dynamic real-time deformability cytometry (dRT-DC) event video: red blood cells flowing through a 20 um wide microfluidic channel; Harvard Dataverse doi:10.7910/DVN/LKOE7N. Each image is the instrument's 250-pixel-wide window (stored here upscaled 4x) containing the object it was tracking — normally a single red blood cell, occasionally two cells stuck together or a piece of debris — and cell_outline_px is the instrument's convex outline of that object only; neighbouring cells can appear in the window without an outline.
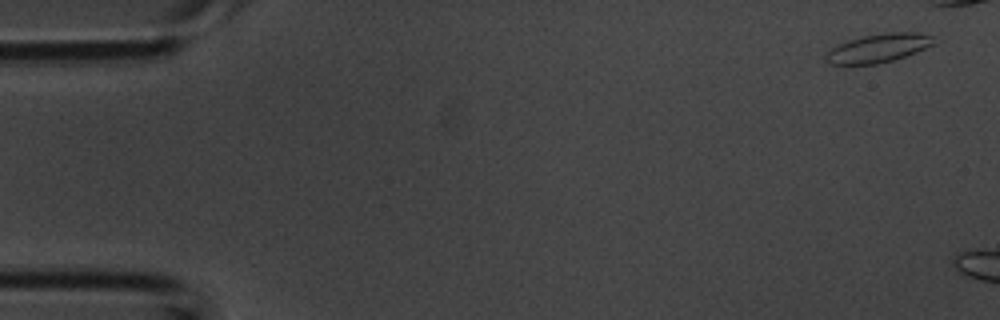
{"species": "common noctule bat (a hibernating species)", "species_latin": "Nyctalus noctula", "temperature_condition": "room temperature", "stored_images_in_passage": 4, "camera_frame_rate_fps": 3000, "um_per_image_px": 0.085, "animal": {"sex": "male", "body_mass_g": 20.1, "forearm_length_mm": 53.5}, "frame": {"image": 1, "passage_image": 1, "time_ms": 0.0, "image_size_px": [1000, 320], "cell_outline_px": [[936, 44], [916, 52], [892, 60], [876, 64], [828, 64], [824, 60], [824, 56], [832, 48], [848, 40], [864, 36], [888, 32], [916, 32], [932, 36]], "centroid_in_image_um": [74.66, 4.09], "position_along_channel_um": 10.3, "area_um2": 17.86}}